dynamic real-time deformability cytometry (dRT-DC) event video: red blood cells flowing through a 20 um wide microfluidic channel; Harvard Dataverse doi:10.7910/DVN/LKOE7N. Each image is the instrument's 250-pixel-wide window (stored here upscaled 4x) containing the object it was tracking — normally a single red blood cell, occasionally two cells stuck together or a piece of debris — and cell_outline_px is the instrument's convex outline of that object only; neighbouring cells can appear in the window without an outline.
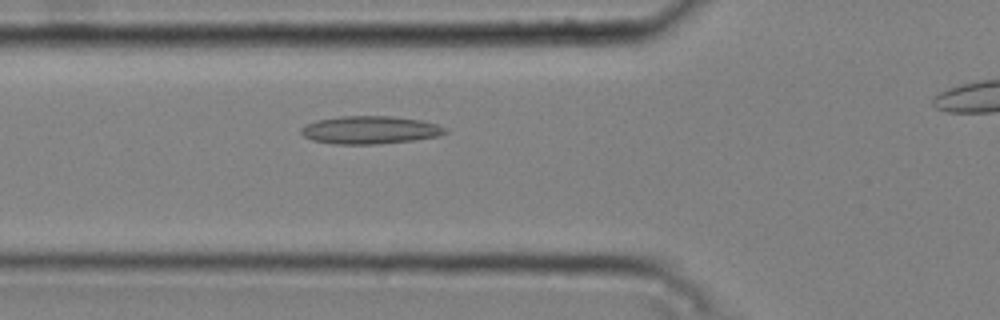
{"species": "common noctule bat (a hibernating species)", "species_latin": "Nyctalus noctula", "temperature_condition": "cold", "stored_images_in_passage": 41, "camera_frame_rate_fps": 3000, "um_per_image_px": 0.085, "animal": {"sex": "male", "body_mass_g": 20.4}, "frame": {"image": 1, "passage_image": 13, "time_ms": 4.0, "image_size_px": [1000, 320], "cell_outline_px": [[448, 132], [440, 136], [412, 140], [376, 144], [336, 144], [312, 140], [304, 136], [300, 132], [300, 128], [316, 120], [340, 116], [392, 116], [420, 120], [436, 124], [448, 128]], "centroid_in_image_um": [31.47, 11.04], "position_along_channel_um": 94.3, "area_um2": 23.41}}
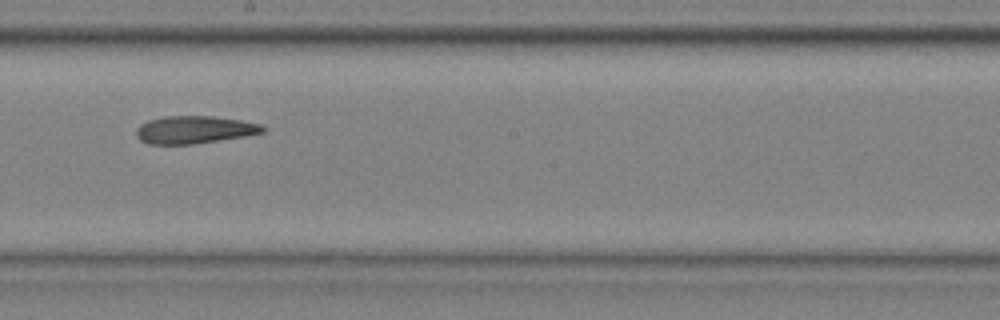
{"frame": {"image": 2, "passage_image": 24, "time_ms": 7.667, "image_size_px": [1000, 320], "cell_outline_px": [[268, 128], [264, 132], [244, 136], [220, 140], [192, 144], [148, 144], [140, 140], [136, 136], [136, 128], [140, 124], [148, 120], [164, 116], [212, 116], [240, 120], [260, 124]], "centroid_in_image_um": [16.5, 11.02], "position_along_channel_um": 231.7, "area_um2": 20.4}}
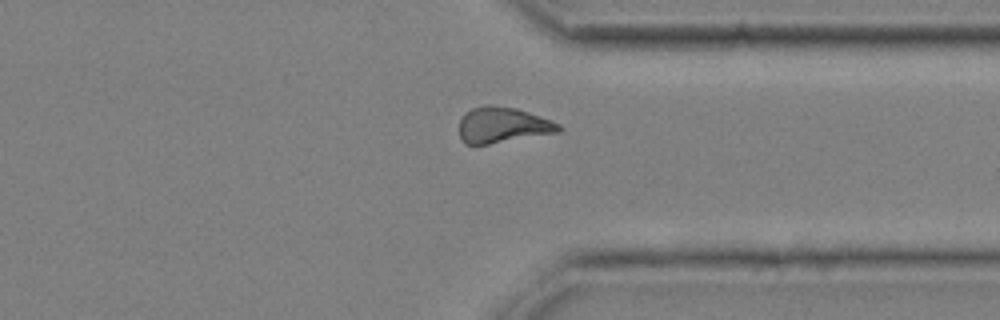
{"frame": {"image": 3, "passage_image": 35, "time_ms": 11.333, "image_size_px": [1000, 320], "cell_outline_px": [[564, 128], [560, 132], [488, 144], [464, 144], [460, 140], [460, 120], [464, 112], [472, 108], [484, 104], [492, 104], [516, 108], [552, 120], [560, 124]], "centroid_in_image_um": [42.73, 10.62], "position_along_channel_um": 368.7, "area_um2": 20.98}, "authors_computed_cell_mechanics": {"area_um2": 21.0392, "velocity_mm_per_s": 3.7466, "shape_relaxation_time_tau1_ms": null, "shape_relaxation_time_tau2_ms": 7.9705, "deformation_change_tau1": null, "deformation_change_tau2": 0.1596}}